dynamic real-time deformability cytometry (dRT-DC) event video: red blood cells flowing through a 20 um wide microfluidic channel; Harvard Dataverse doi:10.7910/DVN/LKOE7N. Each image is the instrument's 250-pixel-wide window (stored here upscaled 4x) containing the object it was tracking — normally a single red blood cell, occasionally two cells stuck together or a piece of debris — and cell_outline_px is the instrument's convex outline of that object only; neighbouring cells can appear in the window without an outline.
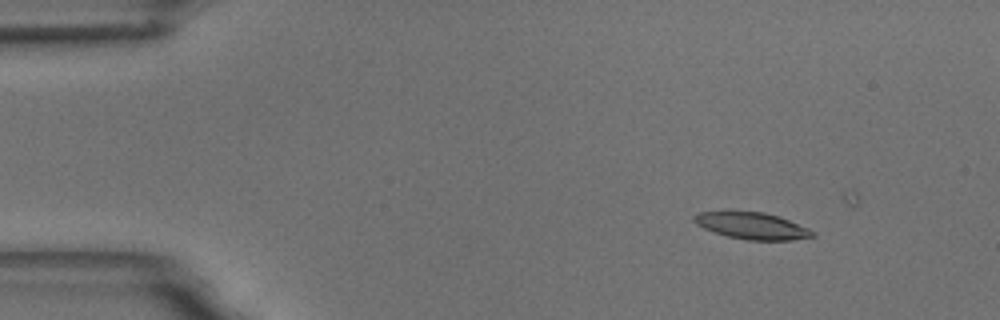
{"species": "common noctule bat (a hibernating species)", "species_latin": "Nyctalus noctula", "temperature_condition": "room temperature", "stored_images_in_passage": 13, "camera_frame_rate_fps": 3000, "um_per_image_px": 0.085, "animal": {"sex": "male", "body_mass_g": 18.8}, "frame": {"image": 1, "passage_image": 6, "time_ms": 1.667, "image_size_px": [1000, 320], "cell_outline_px": [[816, 236], [792, 240], [748, 240], [728, 236], [704, 228], [696, 224], [692, 220], [692, 216], [700, 212], [764, 212], [780, 216], [808, 228], [816, 232]], "centroid_in_image_um": [63.96, 19.2], "position_along_channel_um": 21.0, "area_um2": 18.32}}